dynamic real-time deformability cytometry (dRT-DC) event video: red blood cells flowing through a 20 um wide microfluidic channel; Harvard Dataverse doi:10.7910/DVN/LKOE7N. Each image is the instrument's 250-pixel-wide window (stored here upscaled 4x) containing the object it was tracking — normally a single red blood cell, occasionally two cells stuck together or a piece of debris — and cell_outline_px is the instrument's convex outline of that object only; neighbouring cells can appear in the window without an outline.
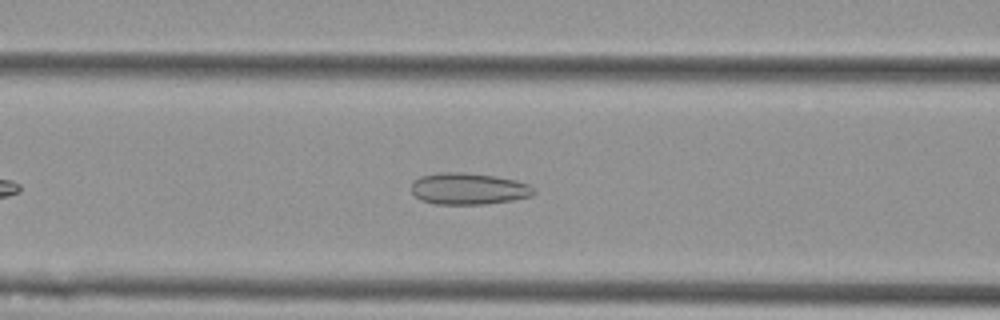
{"species": "Egyptian fruit bat (a non-hibernating species)", "species_latin": "Rousettus aegyptiacus", "temperature_condition": "cold", "stored_images_in_passage": 44, "camera_frame_rate_fps": 3000, "um_per_image_px": 0.085, "animal": {"sex": "female"}, "frame": {"image": 1, "passage_image": 11, "time_ms": 3.333, "image_size_px": [1000, 320], "cell_outline_px": [[536, 192], [532, 196], [512, 200], [484, 204], [436, 204], [420, 200], [412, 192], [412, 180], [420, 176], [440, 172], [460, 172], [496, 176], [516, 180], [528, 184], [536, 188]], "centroid_in_image_um": [39.83, 16.04], "position_along_channel_um": 126.8, "area_um2": 22.72}}
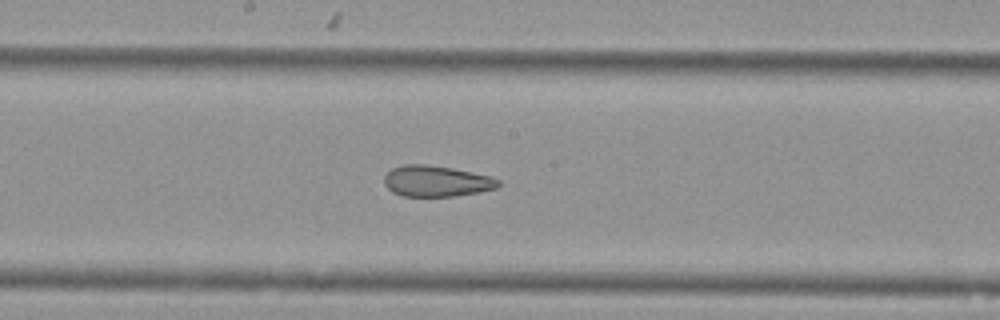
{"frame": {"image": 2, "passage_image": 18, "time_ms": 5.667, "image_size_px": [1000, 320], "cell_outline_px": [[500, 184], [496, 188], [480, 192], [452, 196], [404, 196], [392, 192], [384, 184], [384, 176], [392, 168], [404, 164], [424, 164], [452, 168], [488, 176], [500, 180]], "centroid_in_image_um": [37.06, 15.4], "position_along_channel_um": 211.1, "area_um2": 20.46}}
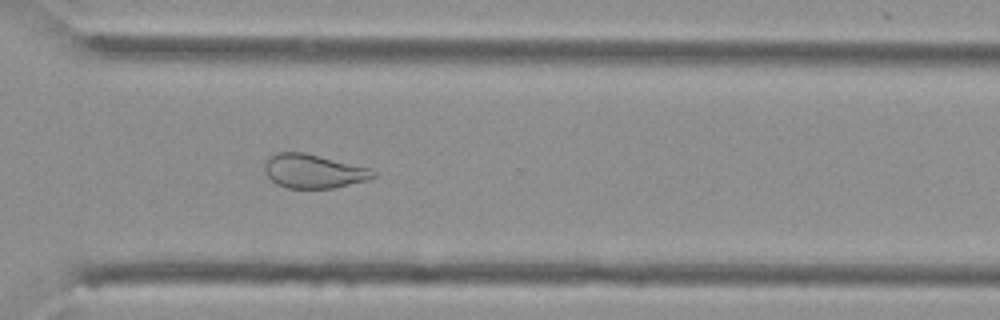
{"frame": {"image": 3, "passage_image": 29, "time_ms": 9.333, "image_size_px": [1000, 320], "cell_outline_px": [[376, 176], [368, 180], [332, 188], [288, 188], [276, 184], [264, 172], [264, 164], [272, 156], [280, 152], [304, 152], [372, 168], [376, 172]], "centroid_in_image_um": [26.68, 14.55], "position_along_channel_um": 343.9, "area_um2": 21.44}, "authors_computed_cell_mechanics": {"area_um2": 23.3512, "velocity_mm_per_s": 3.6254, "shape_relaxation_time_tau1_ms": null, "shape_relaxation_time_tau2_ms": 2.4963, "deformation_change_tau1": null, "deformation_change_tau2": 0.0898}}